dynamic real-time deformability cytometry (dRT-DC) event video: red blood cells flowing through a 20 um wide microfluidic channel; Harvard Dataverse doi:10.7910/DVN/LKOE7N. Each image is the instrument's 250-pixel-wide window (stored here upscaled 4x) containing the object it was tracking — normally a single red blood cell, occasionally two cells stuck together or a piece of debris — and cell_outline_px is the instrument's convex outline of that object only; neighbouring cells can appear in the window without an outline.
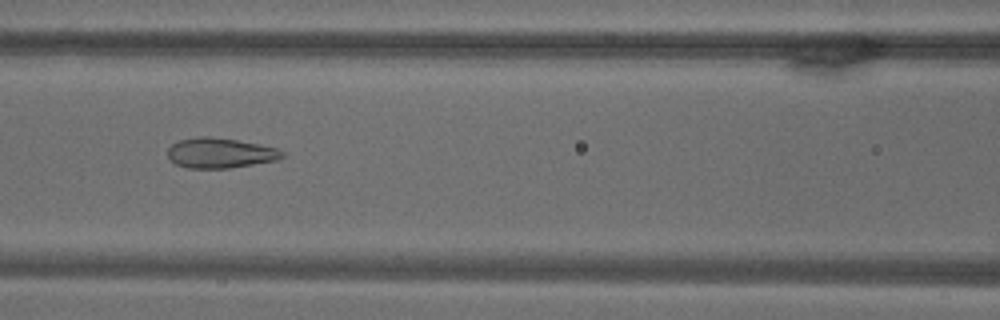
{"species": "common noctule bat (a hibernating species)", "species_latin": "Nyctalus noctula", "temperature_condition": "warm", "stored_images_in_passage": 69, "camera_frame_rate_fps": 3000, "um_per_image_px": 0.085, "animal": {"sex": "male", "body_mass_g": 18.8}, "frame": {"image": 1, "passage_image": 31, "time_ms": 10.0, "image_size_px": [1000, 320], "cell_outline_px": [[284, 156], [276, 160], [228, 168], [188, 168], [176, 164], [168, 160], [168, 148], [172, 144], [180, 140], [196, 136], [208, 136], [236, 140], [276, 148], [284, 152]], "centroid_in_image_um": [18.66, 13.0], "position_along_channel_um": 147.9, "area_um2": 19.94}}
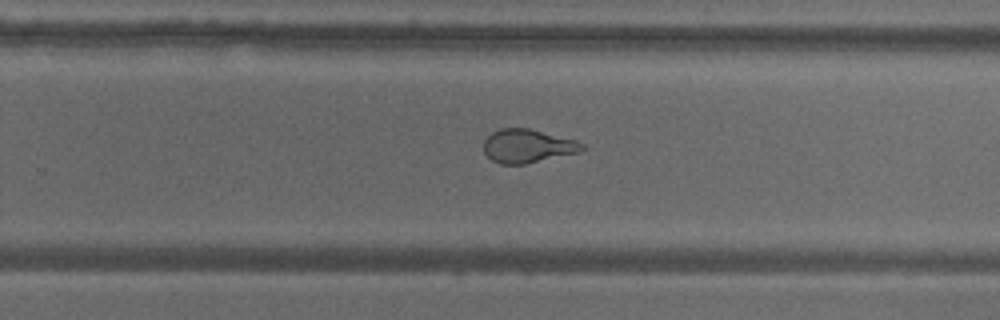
{"frame": {"image": 2, "passage_image": 45, "time_ms": 14.667, "image_size_px": [1000, 320], "cell_outline_px": [[588, 148], [580, 152], [524, 164], [500, 164], [492, 160], [484, 152], [484, 140], [492, 132], [500, 128], [528, 128], [576, 140], [584, 144]], "centroid_in_image_um": [44.86, 12.41], "position_along_channel_um": 284.9, "area_um2": 19.25}}
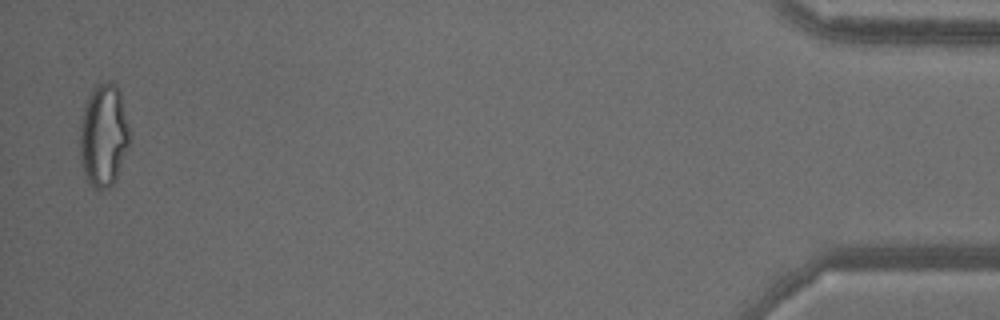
{"frame": {"image": 3, "passage_image": 68, "time_ms": 22.333, "image_size_px": [1000, 320], "cell_outline_px": [[128, 144], [116, 180], [108, 188], [100, 192], [92, 188], [88, 184], [80, 160], [80, 124], [84, 108], [88, 96], [92, 88], [96, 84], [104, 80], [112, 80], [116, 84], [120, 92], [128, 124]], "centroid_in_image_um": [8.78, 11.51], "position_along_channel_um": 426.4, "area_um2": 30.0}}